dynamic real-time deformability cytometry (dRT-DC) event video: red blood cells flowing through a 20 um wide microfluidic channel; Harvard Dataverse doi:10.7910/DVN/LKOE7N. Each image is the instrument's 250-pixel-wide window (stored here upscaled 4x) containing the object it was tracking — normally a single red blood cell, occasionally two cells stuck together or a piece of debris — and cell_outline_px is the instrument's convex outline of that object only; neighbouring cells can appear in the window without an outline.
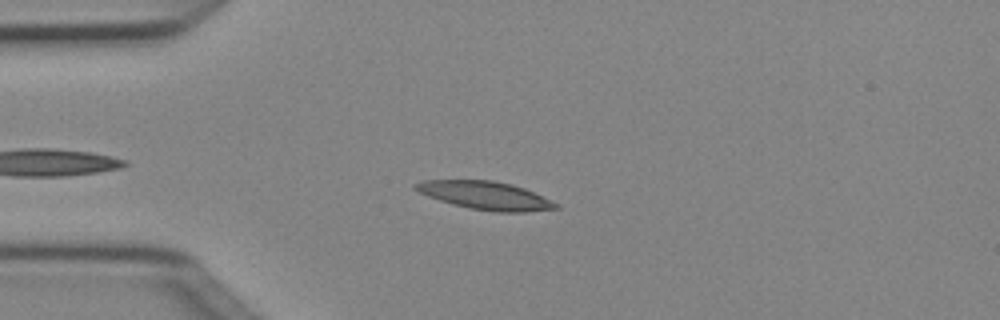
{"species": "Egyptian fruit bat (a non-hibernating species)", "species_latin": "Rousettus aegyptiacus", "temperature_condition": "cold", "stored_images_in_passage": 6, "camera_frame_rate_fps": 3000, "um_per_image_px": 0.085, "animal": {"sex": "female"}, "frame": {"image": 1, "passage_image": 4, "time_ms": 1.0, "image_size_px": [1000, 320], "cell_outline_px": [[560, 208], [524, 212], [496, 212], [468, 208], [452, 204], [428, 196], [412, 188], [412, 184], [424, 180], [492, 180], [512, 184], [524, 188], [560, 204]], "centroid_in_image_um": [41.26, 16.61], "position_along_channel_um": 43.7, "area_um2": 23.06}}
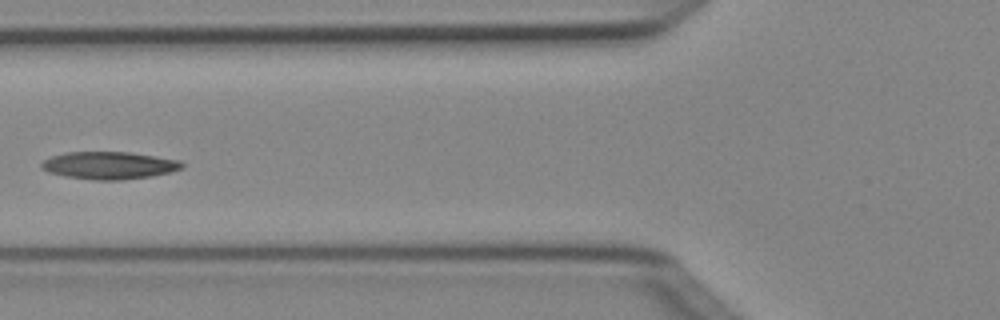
{"frame": {"image": 2, "passage_image": 6, "time_ms": 1.667, "image_size_px": [1000, 320], "cell_outline_px": [[184, 168], [152, 176], [120, 180], [92, 180], [64, 176], [48, 172], [40, 168], [40, 164], [44, 160], [52, 156], [64, 152], [128, 152], [180, 160], [184, 164]], "centroid_in_image_um": [9.25, 14.06], "position_along_channel_um": 116.5, "area_um2": 22.54}}